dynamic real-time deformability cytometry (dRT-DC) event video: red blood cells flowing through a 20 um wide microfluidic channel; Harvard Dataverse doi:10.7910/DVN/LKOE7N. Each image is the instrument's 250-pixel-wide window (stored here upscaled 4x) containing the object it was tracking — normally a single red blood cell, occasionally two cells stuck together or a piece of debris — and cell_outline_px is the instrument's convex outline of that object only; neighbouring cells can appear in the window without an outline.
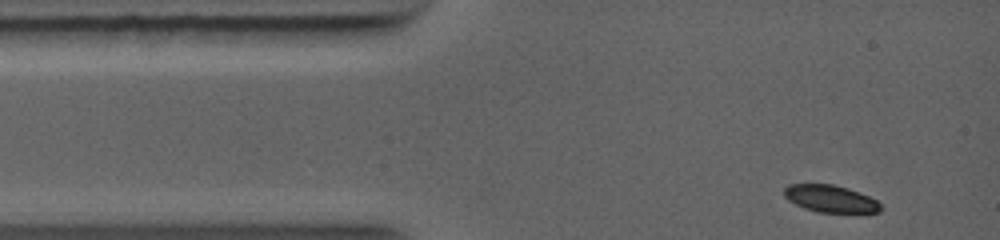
{"species": "common noctule bat (a hibernating species)", "species_latin": "Nyctalus noctula", "temperature_condition": "warm", "stored_images_in_passage": 35, "camera_frame_rate_fps": 5000, "um_per_image_px": 0.085, "animal": {"sex": "female", "body_mass_g": 19.0, "forearm_length_mm": 56.7}, "frame": {"image": 1, "passage_image": 1, "time_ms": 0.0, "image_size_px": [1000, 240], "cell_outline_px": [[880, 212], [816, 212], [804, 208], [788, 200], [784, 196], [784, 188], [788, 184], [832, 184], [848, 188], [868, 196], [876, 200], [880, 204]], "centroid_in_image_um": [70.55, 16.88], "position_along_channel_um": 14.5, "area_um2": 15.14}}
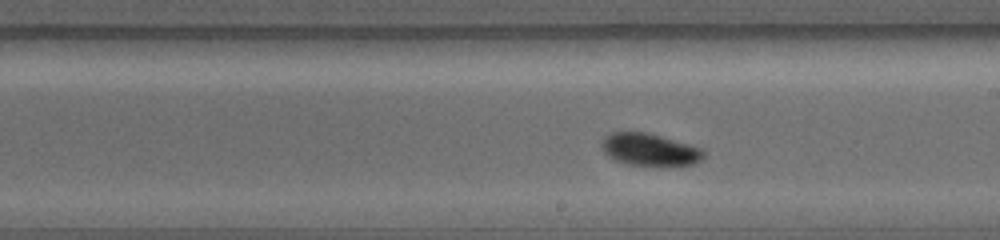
{"frame": {"image": 2, "passage_image": 20, "time_ms": 5.6, "image_size_px": [1000, 240], "cell_outline_px": [[708, 152], [700, 160], [692, 164], [628, 164], [616, 160], [608, 156], [600, 148], [600, 144], [604, 136], [612, 132], [648, 132], [704, 148]], "centroid_in_image_um": [55.22, 12.68], "position_along_channel_um": 233.8, "area_um2": 19.07}}
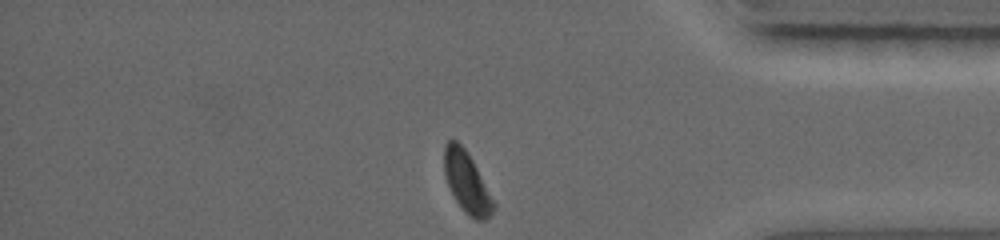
{"frame": {"image": 3, "passage_image": 34, "time_ms": 9.4, "image_size_px": [1000, 240], "cell_outline_px": [[496, 208], [484, 220], [476, 220], [468, 216], [464, 212], [456, 200], [448, 184], [444, 172], [444, 144], [448, 140], [456, 140], [468, 152], [496, 204]], "centroid_in_image_um": [39.68, 15.49], "position_along_channel_um": 395.5, "area_um2": 17.34}}